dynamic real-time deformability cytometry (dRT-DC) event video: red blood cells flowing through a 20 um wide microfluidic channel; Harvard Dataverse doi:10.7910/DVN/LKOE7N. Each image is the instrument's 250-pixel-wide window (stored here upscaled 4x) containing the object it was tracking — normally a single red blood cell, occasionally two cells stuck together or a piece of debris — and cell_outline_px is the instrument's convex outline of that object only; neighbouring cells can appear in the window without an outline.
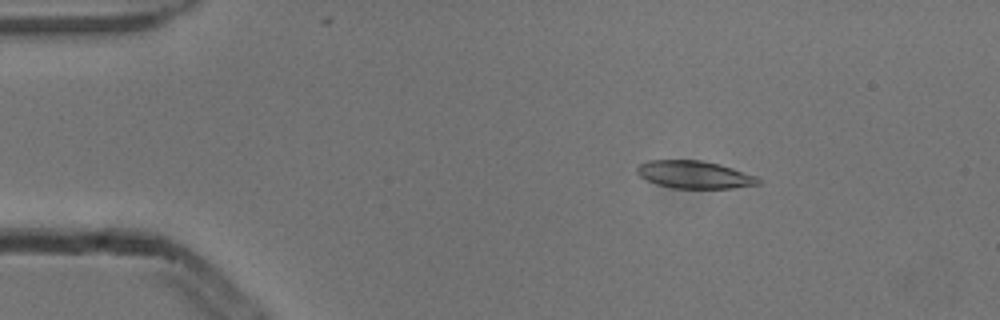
{"species": "common noctule bat (a hibernating species)", "species_latin": "Nyctalus noctula", "temperature_condition": "cold", "stored_images_in_passage": 4, "camera_frame_rate_fps": 3000, "um_per_image_px": 0.085, "animal": {"sex": "male", "body_mass_g": 13.3}, "frame": {"image": 1, "passage_image": 2, "time_ms": 0.333, "image_size_px": [1000, 320], "cell_outline_px": [[760, 184], [732, 188], [672, 188], [656, 184], [640, 176], [636, 172], [636, 168], [640, 164], [648, 160], [700, 160], [720, 164], [756, 176], [760, 180]], "centroid_in_image_um": [59.01, 14.84], "position_along_channel_um": 26.0, "area_um2": 19.42}}